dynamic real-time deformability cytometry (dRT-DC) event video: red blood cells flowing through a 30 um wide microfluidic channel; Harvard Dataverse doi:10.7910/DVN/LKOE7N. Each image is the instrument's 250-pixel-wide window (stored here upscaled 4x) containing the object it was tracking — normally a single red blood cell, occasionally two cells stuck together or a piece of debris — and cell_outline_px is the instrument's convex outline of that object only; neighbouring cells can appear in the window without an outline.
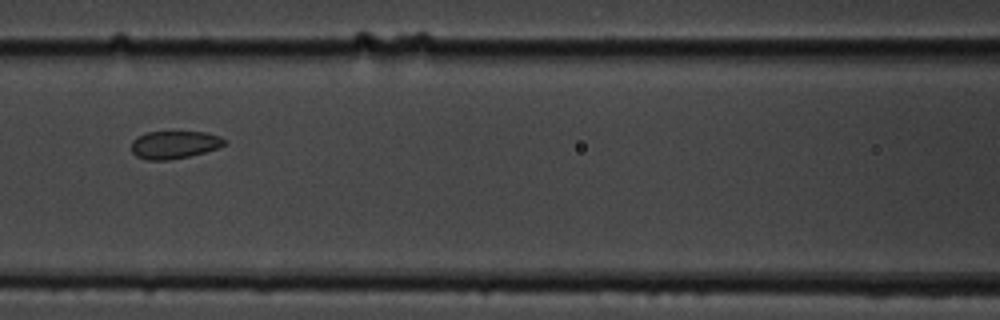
{"species": "common noctule bat (a hibernating species)", "species_latin": "Nyctalus noctula", "temperature_condition": "cold", "stored_images_in_passage": 11, "camera_frame_rate_fps": 3000, "um_per_image_px": 0.085, "animal": {"sex": "male", "body_mass_g": 19.5, "forearm_length_mm": 54.6}, "frame": {"image": 1, "passage_image": 7, "time_ms": 7.667, "image_size_px": [1000, 320], "cell_outline_px": [[228, 144], [204, 152], [188, 156], [168, 160], [148, 160], [136, 156], [132, 152], [132, 140], [136, 136], [148, 132], [204, 132], [220, 136], [228, 140]], "centroid_in_image_um": [14.83, 12.29], "position_along_channel_um": 151.8, "area_um2": 15.09}}
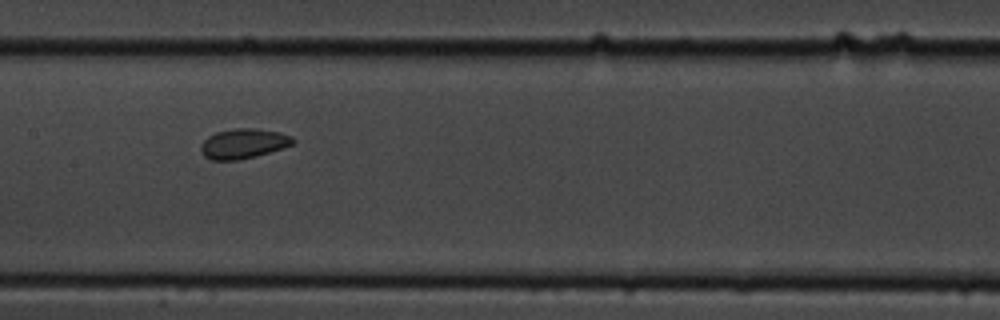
{"frame": {"image": 2, "passage_image": 8, "time_ms": 8.667, "image_size_px": [1000, 320], "cell_outline_px": [[296, 144], [284, 148], [256, 156], [240, 160], [212, 160], [204, 156], [200, 148], [200, 144], [208, 136], [216, 132], [232, 128], [256, 128], [280, 132], [292, 136], [296, 140]], "centroid_in_image_um": [20.73, 12.2], "position_along_channel_um": 186.7, "area_um2": 16.36}}
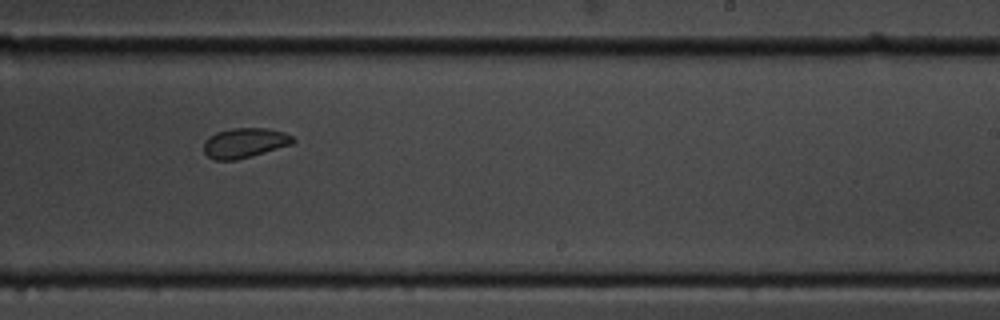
{"frame": {"image": 3, "passage_image": 10, "time_ms": 11.0, "image_size_px": [1000, 320], "cell_outline_px": [[296, 140], [292, 144], [252, 156], [236, 160], [212, 160], [204, 152], [204, 140], [208, 136], [216, 132], [232, 128], [268, 128], [284, 132], [292, 136]], "centroid_in_image_um": [20.78, 12.14], "position_along_channel_um": 268.2, "area_um2": 15.66}}